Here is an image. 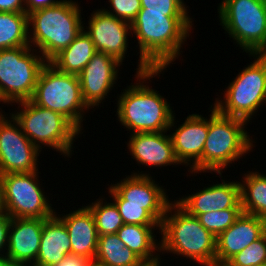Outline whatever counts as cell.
Here are the masks:
<instances>
[{"label":"cell","mask_w":266,"mask_h":266,"mask_svg":"<svg viewBox=\"0 0 266 266\" xmlns=\"http://www.w3.org/2000/svg\"><path fill=\"white\" fill-rule=\"evenodd\" d=\"M188 13L138 12L131 23V34L136 37L139 49L135 73H143L149 69H167L182 57L181 49L194 30L193 17Z\"/></svg>","instance_id":"cell-1"},{"label":"cell","mask_w":266,"mask_h":266,"mask_svg":"<svg viewBox=\"0 0 266 266\" xmlns=\"http://www.w3.org/2000/svg\"><path fill=\"white\" fill-rule=\"evenodd\" d=\"M164 70L167 69H149L136 73V82L130 83L123 92L117 94L115 116L130 134L168 131L175 114L173 106L159 91L148 85L152 82L150 79L156 76L159 78L160 74L163 77Z\"/></svg>","instance_id":"cell-2"},{"label":"cell","mask_w":266,"mask_h":266,"mask_svg":"<svg viewBox=\"0 0 266 266\" xmlns=\"http://www.w3.org/2000/svg\"><path fill=\"white\" fill-rule=\"evenodd\" d=\"M161 257L172 253L202 266H215L217 238L205 229L197 217L189 215L175 201L167 208L160 224Z\"/></svg>","instance_id":"cell-3"},{"label":"cell","mask_w":266,"mask_h":266,"mask_svg":"<svg viewBox=\"0 0 266 266\" xmlns=\"http://www.w3.org/2000/svg\"><path fill=\"white\" fill-rule=\"evenodd\" d=\"M75 0L35 10L28 14L29 44L49 62L82 32L85 21Z\"/></svg>","instance_id":"cell-4"},{"label":"cell","mask_w":266,"mask_h":266,"mask_svg":"<svg viewBox=\"0 0 266 266\" xmlns=\"http://www.w3.org/2000/svg\"><path fill=\"white\" fill-rule=\"evenodd\" d=\"M208 116V134L202 154V173H216L252 152L254 139L247 132V121L221 114L211 105Z\"/></svg>","instance_id":"cell-5"},{"label":"cell","mask_w":266,"mask_h":266,"mask_svg":"<svg viewBox=\"0 0 266 266\" xmlns=\"http://www.w3.org/2000/svg\"><path fill=\"white\" fill-rule=\"evenodd\" d=\"M15 104L18 105V110L10 114L18 122L23 133L40 151L46 146L65 158H71L74 141L80 138L78 136L82 133L66 117L58 112L37 106L31 100Z\"/></svg>","instance_id":"cell-6"},{"label":"cell","mask_w":266,"mask_h":266,"mask_svg":"<svg viewBox=\"0 0 266 266\" xmlns=\"http://www.w3.org/2000/svg\"><path fill=\"white\" fill-rule=\"evenodd\" d=\"M249 57L254 60L228 83L224 94L221 93L223 99L218 96L212 103L221 114L248 123L266 104V54H249Z\"/></svg>","instance_id":"cell-7"},{"label":"cell","mask_w":266,"mask_h":266,"mask_svg":"<svg viewBox=\"0 0 266 266\" xmlns=\"http://www.w3.org/2000/svg\"><path fill=\"white\" fill-rule=\"evenodd\" d=\"M31 101L62 114L83 133V121L90 108L83 100L78 75L60 72L47 62L39 74Z\"/></svg>","instance_id":"cell-8"},{"label":"cell","mask_w":266,"mask_h":266,"mask_svg":"<svg viewBox=\"0 0 266 266\" xmlns=\"http://www.w3.org/2000/svg\"><path fill=\"white\" fill-rule=\"evenodd\" d=\"M220 26L243 52L266 54V9L261 0H221Z\"/></svg>","instance_id":"cell-9"},{"label":"cell","mask_w":266,"mask_h":266,"mask_svg":"<svg viewBox=\"0 0 266 266\" xmlns=\"http://www.w3.org/2000/svg\"><path fill=\"white\" fill-rule=\"evenodd\" d=\"M48 61L34 48L0 50V104L31 100L39 74Z\"/></svg>","instance_id":"cell-10"},{"label":"cell","mask_w":266,"mask_h":266,"mask_svg":"<svg viewBox=\"0 0 266 266\" xmlns=\"http://www.w3.org/2000/svg\"><path fill=\"white\" fill-rule=\"evenodd\" d=\"M39 171L2 176L5 212L11 218L47 219L56 212L40 185ZM42 187V188H41Z\"/></svg>","instance_id":"cell-11"},{"label":"cell","mask_w":266,"mask_h":266,"mask_svg":"<svg viewBox=\"0 0 266 266\" xmlns=\"http://www.w3.org/2000/svg\"><path fill=\"white\" fill-rule=\"evenodd\" d=\"M151 174L133 172L131 175H125L116 184L108 185V193L115 204H135L145 205V209L161 224L168 206L173 202L167 196L166 188L159 185L157 181L150 176Z\"/></svg>","instance_id":"cell-12"},{"label":"cell","mask_w":266,"mask_h":266,"mask_svg":"<svg viewBox=\"0 0 266 266\" xmlns=\"http://www.w3.org/2000/svg\"><path fill=\"white\" fill-rule=\"evenodd\" d=\"M4 112L0 108V175L39 171L41 151L23 133L14 117Z\"/></svg>","instance_id":"cell-13"},{"label":"cell","mask_w":266,"mask_h":266,"mask_svg":"<svg viewBox=\"0 0 266 266\" xmlns=\"http://www.w3.org/2000/svg\"><path fill=\"white\" fill-rule=\"evenodd\" d=\"M172 118L168 131L173 144V150L180 165L188 166L189 174L202 173V154L208 134V118L201 114H189L183 124ZM176 124L179 126L176 127ZM200 172V173H199Z\"/></svg>","instance_id":"cell-14"},{"label":"cell","mask_w":266,"mask_h":266,"mask_svg":"<svg viewBox=\"0 0 266 266\" xmlns=\"http://www.w3.org/2000/svg\"><path fill=\"white\" fill-rule=\"evenodd\" d=\"M89 17L83 29L91 37L97 52L106 53L124 64L129 48L128 36L132 37L131 24L108 14L102 8L93 10Z\"/></svg>","instance_id":"cell-15"},{"label":"cell","mask_w":266,"mask_h":266,"mask_svg":"<svg viewBox=\"0 0 266 266\" xmlns=\"http://www.w3.org/2000/svg\"><path fill=\"white\" fill-rule=\"evenodd\" d=\"M122 63L102 52H96L78 75L84 102L92 109L99 108L115 87ZM119 73V74H118ZM104 100V101H103Z\"/></svg>","instance_id":"cell-16"},{"label":"cell","mask_w":266,"mask_h":266,"mask_svg":"<svg viewBox=\"0 0 266 266\" xmlns=\"http://www.w3.org/2000/svg\"><path fill=\"white\" fill-rule=\"evenodd\" d=\"M216 184L205 186L191 195L176 197L174 201L189 215L198 217L200 214L228 208H241L239 181L220 180ZM178 199V200H177Z\"/></svg>","instance_id":"cell-17"},{"label":"cell","mask_w":266,"mask_h":266,"mask_svg":"<svg viewBox=\"0 0 266 266\" xmlns=\"http://www.w3.org/2000/svg\"><path fill=\"white\" fill-rule=\"evenodd\" d=\"M44 219L11 218L5 259L32 266L39 253Z\"/></svg>","instance_id":"cell-18"},{"label":"cell","mask_w":266,"mask_h":266,"mask_svg":"<svg viewBox=\"0 0 266 266\" xmlns=\"http://www.w3.org/2000/svg\"><path fill=\"white\" fill-rule=\"evenodd\" d=\"M266 233V219L241 213L235 222L217 237L215 266L231 257Z\"/></svg>","instance_id":"cell-19"},{"label":"cell","mask_w":266,"mask_h":266,"mask_svg":"<svg viewBox=\"0 0 266 266\" xmlns=\"http://www.w3.org/2000/svg\"><path fill=\"white\" fill-rule=\"evenodd\" d=\"M163 132L132 133L129 135L127 149L136 164L157 169L180 165L177 161L170 134Z\"/></svg>","instance_id":"cell-20"},{"label":"cell","mask_w":266,"mask_h":266,"mask_svg":"<svg viewBox=\"0 0 266 266\" xmlns=\"http://www.w3.org/2000/svg\"><path fill=\"white\" fill-rule=\"evenodd\" d=\"M69 212L66 215L57 212L55 214L64 222L68 231L71 255L93 260L98 244V233L93 214L85 205Z\"/></svg>","instance_id":"cell-21"},{"label":"cell","mask_w":266,"mask_h":266,"mask_svg":"<svg viewBox=\"0 0 266 266\" xmlns=\"http://www.w3.org/2000/svg\"><path fill=\"white\" fill-rule=\"evenodd\" d=\"M71 255V242L64 222L54 214L44 219L40 249L32 266H55Z\"/></svg>","instance_id":"cell-22"},{"label":"cell","mask_w":266,"mask_h":266,"mask_svg":"<svg viewBox=\"0 0 266 266\" xmlns=\"http://www.w3.org/2000/svg\"><path fill=\"white\" fill-rule=\"evenodd\" d=\"M155 230H158L156 233L160 232V226L124 224L116 234L125 246L137 254L144 262H151L161 257L159 253L160 238L157 239Z\"/></svg>","instance_id":"cell-23"},{"label":"cell","mask_w":266,"mask_h":266,"mask_svg":"<svg viewBox=\"0 0 266 266\" xmlns=\"http://www.w3.org/2000/svg\"><path fill=\"white\" fill-rule=\"evenodd\" d=\"M96 52L91 37L83 29L74 41L56 54L49 63L60 72L79 75Z\"/></svg>","instance_id":"cell-24"},{"label":"cell","mask_w":266,"mask_h":266,"mask_svg":"<svg viewBox=\"0 0 266 266\" xmlns=\"http://www.w3.org/2000/svg\"><path fill=\"white\" fill-rule=\"evenodd\" d=\"M242 178L239 182L242 212L266 219V174L249 170Z\"/></svg>","instance_id":"cell-25"},{"label":"cell","mask_w":266,"mask_h":266,"mask_svg":"<svg viewBox=\"0 0 266 266\" xmlns=\"http://www.w3.org/2000/svg\"><path fill=\"white\" fill-rule=\"evenodd\" d=\"M94 259L108 266H140L144 262L125 246L117 234L98 236Z\"/></svg>","instance_id":"cell-26"},{"label":"cell","mask_w":266,"mask_h":266,"mask_svg":"<svg viewBox=\"0 0 266 266\" xmlns=\"http://www.w3.org/2000/svg\"><path fill=\"white\" fill-rule=\"evenodd\" d=\"M30 46L28 14L0 12V50Z\"/></svg>","instance_id":"cell-27"},{"label":"cell","mask_w":266,"mask_h":266,"mask_svg":"<svg viewBox=\"0 0 266 266\" xmlns=\"http://www.w3.org/2000/svg\"><path fill=\"white\" fill-rule=\"evenodd\" d=\"M87 207L93 214L98 236L116 234L124 225L118 207L111 199L107 202L106 198L101 197L88 204Z\"/></svg>","instance_id":"cell-28"},{"label":"cell","mask_w":266,"mask_h":266,"mask_svg":"<svg viewBox=\"0 0 266 266\" xmlns=\"http://www.w3.org/2000/svg\"><path fill=\"white\" fill-rule=\"evenodd\" d=\"M241 213L242 208H228L203 213L197 218L201 225L217 238L235 222Z\"/></svg>","instance_id":"cell-29"},{"label":"cell","mask_w":266,"mask_h":266,"mask_svg":"<svg viewBox=\"0 0 266 266\" xmlns=\"http://www.w3.org/2000/svg\"><path fill=\"white\" fill-rule=\"evenodd\" d=\"M228 266H259L266 264V233L231 257Z\"/></svg>","instance_id":"cell-30"},{"label":"cell","mask_w":266,"mask_h":266,"mask_svg":"<svg viewBox=\"0 0 266 266\" xmlns=\"http://www.w3.org/2000/svg\"><path fill=\"white\" fill-rule=\"evenodd\" d=\"M124 224L160 226V223L145 209V205L115 204Z\"/></svg>","instance_id":"cell-31"},{"label":"cell","mask_w":266,"mask_h":266,"mask_svg":"<svg viewBox=\"0 0 266 266\" xmlns=\"http://www.w3.org/2000/svg\"><path fill=\"white\" fill-rule=\"evenodd\" d=\"M108 2L110 3L108 9L101 8L108 14L130 24L136 19L138 12L142 8L140 0H108Z\"/></svg>","instance_id":"cell-32"},{"label":"cell","mask_w":266,"mask_h":266,"mask_svg":"<svg viewBox=\"0 0 266 266\" xmlns=\"http://www.w3.org/2000/svg\"><path fill=\"white\" fill-rule=\"evenodd\" d=\"M140 11L189 12L188 6L181 0H140Z\"/></svg>","instance_id":"cell-33"},{"label":"cell","mask_w":266,"mask_h":266,"mask_svg":"<svg viewBox=\"0 0 266 266\" xmlns=\"http://www.w3.org/2000/svg\"><path fill=\"white\" fill-rule=\"evenodd\" d=\"M10 222L11 217L6 212L0 214V259H5Z\"/></svg>","instance_id":"cell-34"},{"label":"cell","mask_w":266,"mask_h":266,"mask_svg":"<svg viewBox=\"0 0 266 266\" xmlns=\"http://www.w3.org/2000/svg\"><path fill=\"white\" fill-rule=\"evenodd\" d=\"M0 12L25 13V0H0Z\"/></svg>","instance_id":"cell-35"},{"label":"cell","mask_w":266,"mask_h":266,"mask_svg":"<svg viewBox=\"0 0 266 266\" xmlns=\"http://www.w3.org/2000/svg\"><path fill=\"white\" fill-rule=\"evenodd\" d=\"M63 0H25V13L29 14L35 10L59 4Z\"/></svg>","instance_id":"cell-36"},{"label":"cell","mask_w":266,"mask_h":266,"mask_svg":"<svg viewBox=\"0 0 266 266\" xmlns=\"http://www.w3.org/2000/svg\"><path fill=\"white\" fill-rule=\"evenodd\" d=\"M88 259L82 256L68 255L55 266H86Z\"/></svg>","instance_id":"cell-37"},{"label":"cell","mask_w":266,"mask_h":266,"mask_svg":"<svg viewBox=\"0 0 266 266\" xmlns=\"http://www.w3.org/2000/svg\"><path fill=\"white\" fill-rule=\"evenodd\" d=\"M3 212H5V207L3 202L2 176L0 175V214Z\"/></svg>","instance_id":"cell-38"},{"label":"cell","mask_w":266,"mask_h":266,"mask_svg":"<svg viewBox=\"0 0 266 266\" xmlns=\"http://www.w3.org/2000/svg\"><path fill=\"white\" fill-rule=\"evenodd\" d=\"M161 259L162 257H160L159 259L155 260V261H151V262H143L140 266H162L161 264ZM161 264V265H160Z\"/></svg>","instance_id":"cell-39"},{"label":"cell","mask_w":266,"mask_h":266,"mask_svg":"<svg viewBox=\"0 0 266 266\" xmlns=\"http://www.w3.org/2000/svg\"><path fill=\"white\" fill-rule=\"evenodd\" d=\"M0 266H20V265L17 263H14L11 260L0 259Z\"/></svg>","instance_id":"cell-40"},{"label":"cell","mask_w":266,"mask_h":266,"mask_svg":"<svg viewBox=\"0 0 266 266\" xmlns=\"http://www.w3.org/2000/svg\"><path fill=\"white\" fill-rule=\"evenodd\" d=\"M86 266H108V265H105L93 259V260H89Z\"/></svg>","instance_id":"cell-41"},{"label":"cell","mask_w":266,"mask_h":266,"mask_svg":"<svg viewBox=\"0 0 266 266\" xmlns=\"http://www.w3.org/2000/svg\"><path fill=\"white\" fill-rule=\"evenodd\" d=\"M263 7L266 9V0H261Z\"/></svg>","instance_id":"cell-42"},{"label":"cell","mask_w":266,"mask_h":266,"mask_svg":"<svg viewBox=\"0 0 266 266\" xmlns=\"http://www.w3.org/2000/svg\"><path fill=\"white\" fill-rule=\"evenodd\" d=\"M218 266H228V265L225 263V264H221V265H218Z\"/></svg>","instance_id":"cell-43"}]
</instances>
